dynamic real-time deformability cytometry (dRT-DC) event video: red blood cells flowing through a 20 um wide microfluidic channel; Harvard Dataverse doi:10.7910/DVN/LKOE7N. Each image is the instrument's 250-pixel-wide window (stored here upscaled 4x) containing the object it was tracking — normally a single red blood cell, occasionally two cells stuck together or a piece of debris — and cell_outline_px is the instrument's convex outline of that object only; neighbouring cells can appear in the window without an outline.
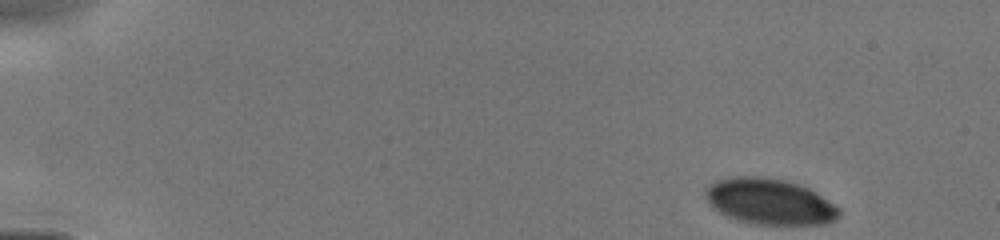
{"species": "human", "species_latin": "Homo sapiens", "temperature_condition": "cold", "stored_images_in_passage": 21, "camera_frame_rate_fps": 3000, "um_per_image_px": 0.085, "donor": {"sex": "male"}, "frame": {"image": 1, "passage_image": 1, "time_ms": 0.0, "image_size_px": [1000, 240], "cell_outline_px": [[840, 216], [836, 220], [828, 224], [752, 224], [736, 220], [712, 208], [704, 192], [704, 188], [720, 180], [732, 176], [760, 176], [784, 180], [800, 184], [816, 192], [840, 208]], "centroid_in_image_um": [65.44, 17.14], "position_along_channel_um": 19.6, "area_um2": 35.84}}
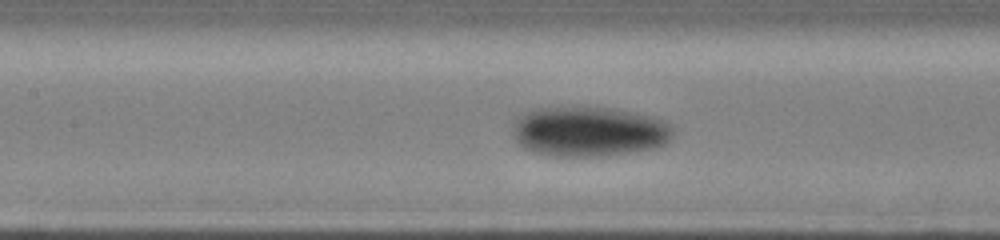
{"frame": {"image": 2, "passage_image": 15, "time_ms": 6.0, "image_size_px": [1000, 240], "cell_outline_px": [[672, 136], [664, 144], [656, 148], [608, 156], [548, 156], [532, 152], [524, 148], [516, 140], [512, 132], [512, 120], [516, 116], [536, 108], [572, 104], [584, 104], [612, 108], [636, 112], [652, 116], [664, 120], [672, 124]], "centroid_in_image_um": [50.02, 11.13], "position_along_channel_um": 157.4, "area_um2": 48.44}}
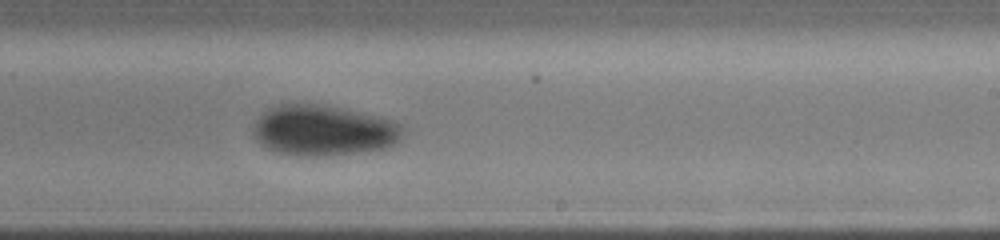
{"frame": {"image": 3, "passage_image": 21, "time_ms": 8.333, "image_size_px": [1000, 240], "cell_outline_px": [[404, 128], [400, 140], [384, 148], [356, 152], [324, 156], [300, 156], [280, 152], [264, 148], [256, 140], [252, 132], [252, 128], [256, 120], [268, 108], [276, 104], [324, 104], [376, 116], [392, 120], [400, 124]], "centroid_in_image_um": [27.44, 11.08], "position_along_channel_um": 261.6, "area_um2": 44.04}}